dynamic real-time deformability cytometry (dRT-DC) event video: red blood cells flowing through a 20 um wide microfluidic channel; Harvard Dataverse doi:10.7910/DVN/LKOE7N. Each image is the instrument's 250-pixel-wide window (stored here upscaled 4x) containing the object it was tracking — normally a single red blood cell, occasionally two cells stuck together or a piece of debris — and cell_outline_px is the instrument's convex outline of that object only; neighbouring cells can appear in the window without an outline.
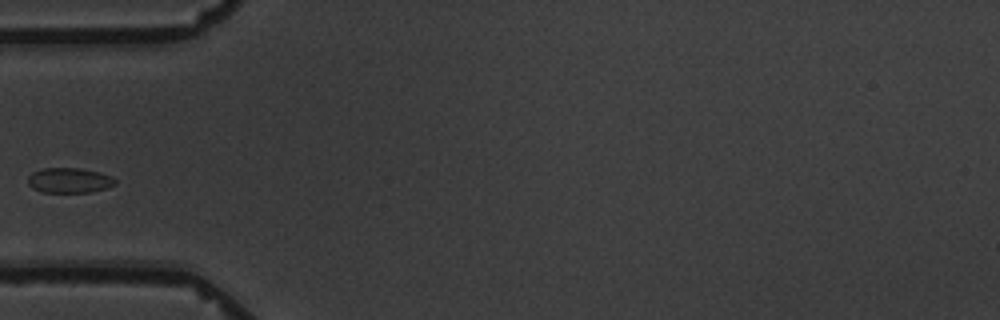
{"species": "common noctule bat (a hibernating species)", "species_latin": "Nyctalus noctula", "temperature_condition": "warm", "stored_images_in_passage": 6, "camera_frame_rate_fps": 3000, "um_per_image_px": 0.085, "animal": {"sex": "male", "body_mass_g": 19.5, "forearm_length_mm": 54.6}, "frame": {"image": 1, "passage_image": 6, "time_ms": 6.667, "image_size_px": [1000, 320], "cell_outline_px": [[116, 184], [92, 192], [44, 192], [32, 188], [28, 184], [28, 176], [32, 172], [40, 168], [80, 168], [100, 172], [112, 176], [116, 180]], "centroid_in_image_um": [5.88, 15.32], "position_along_channel_um": 79.1, "area_um2": 12.83}}